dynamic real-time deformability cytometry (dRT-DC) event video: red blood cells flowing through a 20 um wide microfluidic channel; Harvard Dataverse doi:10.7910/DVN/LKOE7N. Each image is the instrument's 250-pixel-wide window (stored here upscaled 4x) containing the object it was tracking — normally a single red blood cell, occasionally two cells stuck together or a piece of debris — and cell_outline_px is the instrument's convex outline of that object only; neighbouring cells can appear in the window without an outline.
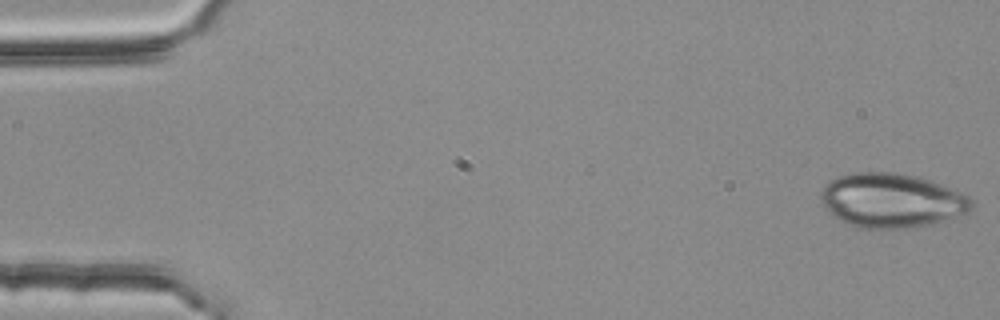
{"species": "common noctule bat (a hibernating species)", "species_latin": "Nyctalus noctula", "temperature_condition": "room temperature", "stored_images_in_passage": 53, "camera_frame_rate_fps": 3000, "um_per_image_px": 0.085, "animal": {"sex": "female", "body_mass_g": 25.1}, "frame": {"image": 1, "passage_image": 1, "time_ms": 0.0, "image_size_px": [1000, 320], "cell_outline_px": [[972, 208], [968, 212], [928, 224], [904, 228], [856, 228], [840, 220], [824, 208], [820, 200], [820, 192], [836, 176], [852, 172], [896, 172], [920, 176], [932, 180], [964, 192], [972, 200]], "centroid_in_image_um": [75.78, 17.01], "position_along_channel_um": 9.2, "area_um2": 47.86}}
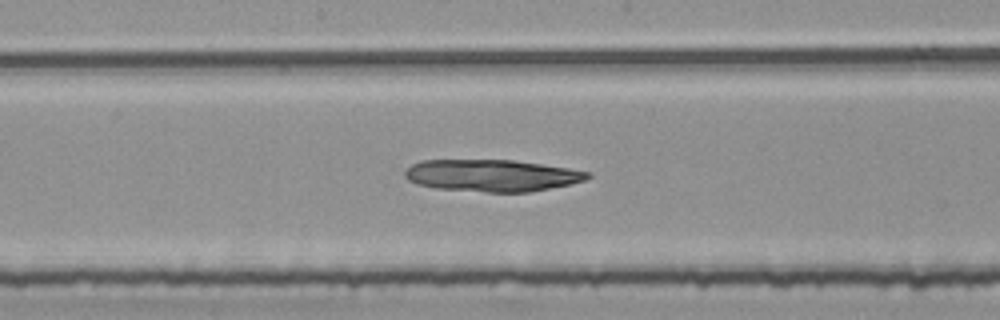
{"frame": {"image": 2, "passage_image": 28, "time_ms": 9.0, "image_size_px": [1000, 320], "cell_outline_px": [[592, 176], [584, 180], [572, 184], [528, 192], [484, 192], [436, 188], [416, 184], [408, 180], [404, 176], [404, 172], [412, 164], [420, 160], [512, 160], [568, 168], [588, 172]], "centroid_in_image_um": [41.78, 14.92], "position_along_channel_um": 206.4, "area_um2": 33.93}}
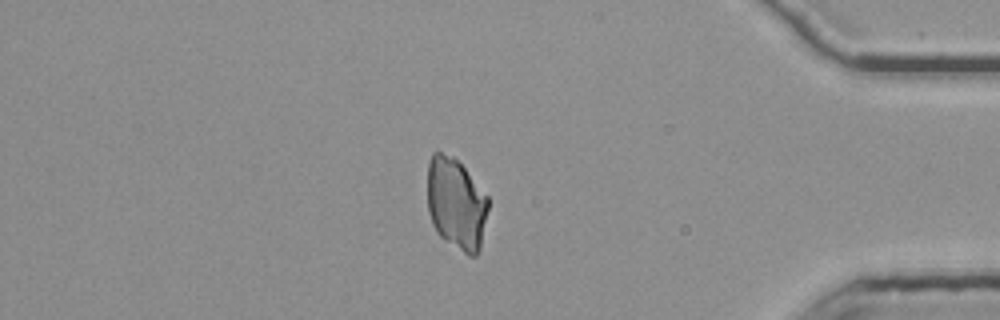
{"frame": {"image": 3, "passage_image": 46, "time_ms": 15.0, "image_size_px": [1000, 320], "cell_outline_px": [[488, 208], [480, 248], [476, 256], [468, 256], [444, 240], [436, 232], [432, 224], [428, 212], [428, 160], [432, 152], [440, 152], [452, 156], [464, 168], [488, 196]], "centroid_in_image_um": [38.76, 17.34], "position_along_channel_um": 396.4, "area_um2": 32.54}}